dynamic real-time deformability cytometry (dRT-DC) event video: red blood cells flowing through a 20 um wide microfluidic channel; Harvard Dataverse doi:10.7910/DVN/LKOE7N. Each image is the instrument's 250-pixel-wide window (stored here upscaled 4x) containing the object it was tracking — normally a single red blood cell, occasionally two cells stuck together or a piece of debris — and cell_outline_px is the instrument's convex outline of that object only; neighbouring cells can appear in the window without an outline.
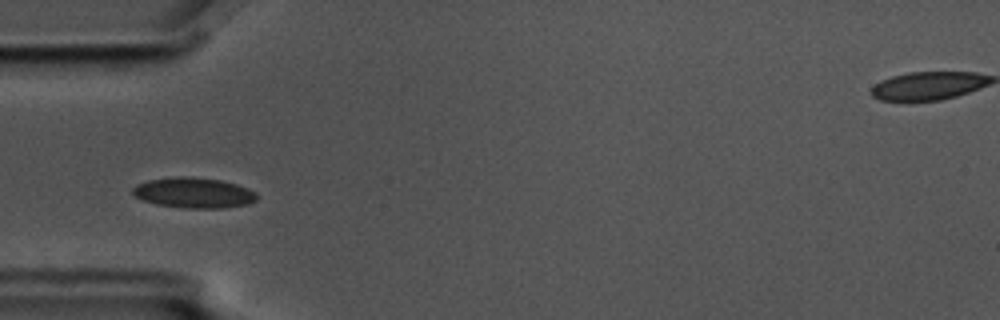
{"species": "common noctule bat (a hibernating species)", "species_latin": "Nyctalus noctula", "temperature_condition": "cold", "stored_images_in_passage": 7, "camera_frame_rate_fps": 3000, "um_per_image_px": 0.085, "animal": {"sex": "male", "body_mass_g": 17.5, "forearm_length_mm": 52.3}, "frame": {"image": 1, "passage_image": 4, "time_ms": 1.0, "image_size_px": [1000, 320], "cell_outline_px": [[256, 200], [248, 204], [224, 208], [184, 208], [156, 204], [144, 200], [136, 196], [132, 192], [132, 188], [136, 184], [148, 180], [176, 176], [192, 176], [220, 180], [236, 184], [256, 192]], "centroid_in_image_um": [16.45, 16.38], "position_along_channel_um": 68.5, "area_um2": 22.02}}